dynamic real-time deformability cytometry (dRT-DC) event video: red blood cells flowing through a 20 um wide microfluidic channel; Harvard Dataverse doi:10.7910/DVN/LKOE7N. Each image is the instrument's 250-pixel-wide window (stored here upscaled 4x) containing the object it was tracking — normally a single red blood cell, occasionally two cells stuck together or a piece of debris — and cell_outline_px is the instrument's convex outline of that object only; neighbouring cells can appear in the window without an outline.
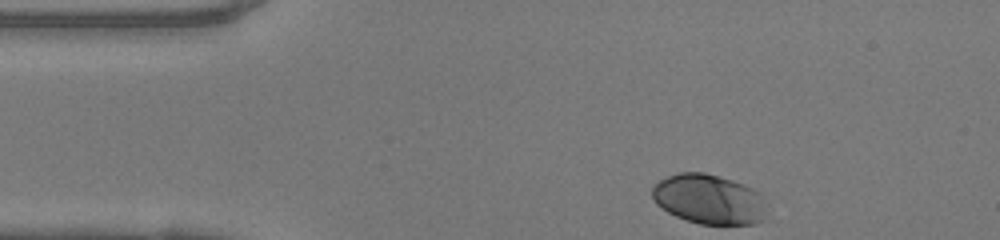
{"species": "human", "species_latin": "Homo sapiens", "temperature_condition": "warm", "stored_images_in_passage": 32, "camera_frame_rate_fps": 3000, "um_per_image_px": 0.085, "donor": {"sex": "female"}, "frame": {"image": 1, "passage_image": 1, "time_ms": 0.0, "image_size_px": [1000, 240], "cell_outline_px": [[764, 220], [756, 224], [700, 224], [676, 216], [668, 212], [656, 204], [652, 196], [652, 188], [660, 180], [668, 176], [680, 172], [704, 172], [732, 180], [752, 188], [760, 192], [764, 216]], "centroid_in_image_um": [60.23, 16.93], "position_along_channel_um": 24.8, "area_um2": 32.89}}
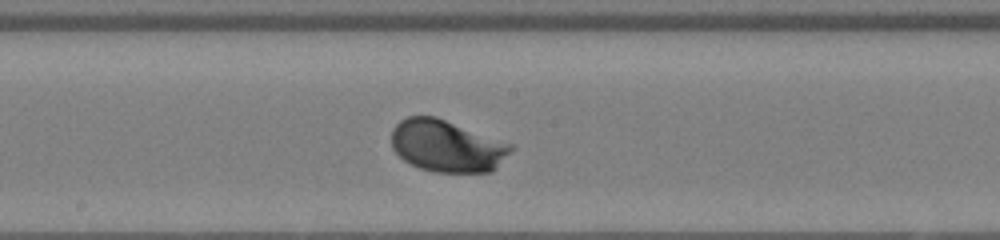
{"frame": {"image": 2, "passage_image": 19, "time_ms": 6.0, "image_size_px": [1000, 240], "cell_outline_px": [[512, 148], [496, 168], [492, 172], [436, 172], [420, 168], [404, 160], [392, 148], [392, 128], [400, 120], [408, 116], [436, 116], [512, 144]], "centroid_in_image_um": [37.96, 12.4], "position_along_channel_um": 210.2, "area_um2": 35.89}}
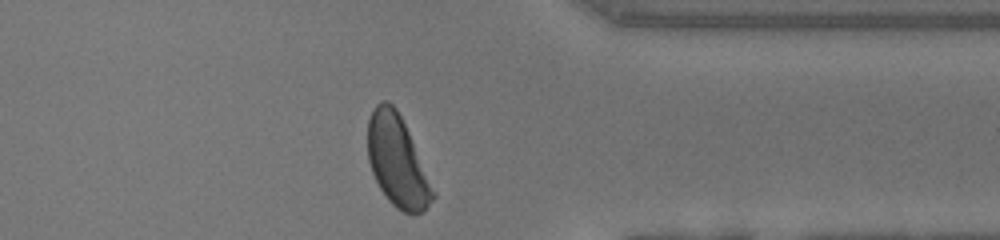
{"frame": {"image": 3, "passage_image": 32, "time_ms": 10.333, "image_size_px": [1000, 240], "cell_outline_px": [[436, 196], [420, 212], [404, 212], [396, 208], [388, 200], [380, 188], [372, 172], [368, 160], [368, 120], [376, 104], [380, 100], [388, 100], [396, 108], [408, 132], [436, 192]], "centroid_in_image_um": [33.75, 13.68], "position_along_channel_um": 377.6, "area_um2": 34.04}, "authors_computed_cell_mechanics": {"area_um2": 35.4025, "velocity_mm_per_s": 4.1015, "shape_relaxation_time_tau1_ms": 1.4163, "shape_relaxation_time_tau2_ms": null, "deformation_change_tau1": 0.1261, "deformation_change_tau2": null}}